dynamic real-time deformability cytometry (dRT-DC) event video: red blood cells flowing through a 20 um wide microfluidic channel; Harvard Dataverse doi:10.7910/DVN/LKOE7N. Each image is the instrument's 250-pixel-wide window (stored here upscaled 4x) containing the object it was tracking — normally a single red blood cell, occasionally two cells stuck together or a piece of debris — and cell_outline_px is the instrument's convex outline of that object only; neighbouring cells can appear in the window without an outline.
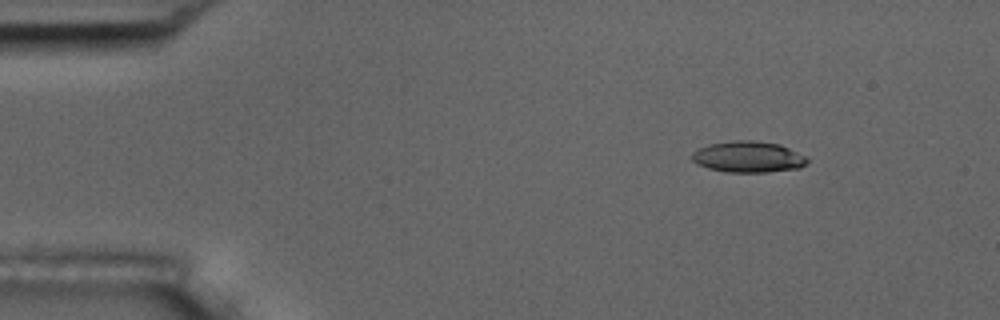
{"species": "common noctule bat (a hibernating species)", "species_latin": "Nyctalus noctula", "temperature_condition": "room temperature", "stored_images_in_passage": 5, "camera_frame_rate_fps": 3000, "um_per_image_px": 0.085, "animal": {"sex": "male", "body_mass_g": 17.5, "forearm_length_mm": 52.3}, "frame": {"image": 1, "passage_image": 1, "time_ms": 0.0, "image_size_px": [1000, 320], "cell_outline_px": [[808, 160], [800, 168], [768, 172], [724, 172], [708, 168], [696, 164], [692, 160], [692, 152], [708, 144], [736, 140], [752, 140], [780, 144], [808, 156]], "centroid_in_image_um": [63.61, 13.33], "position_along_channel_um": 21.4, "area_um2": 21.1}}
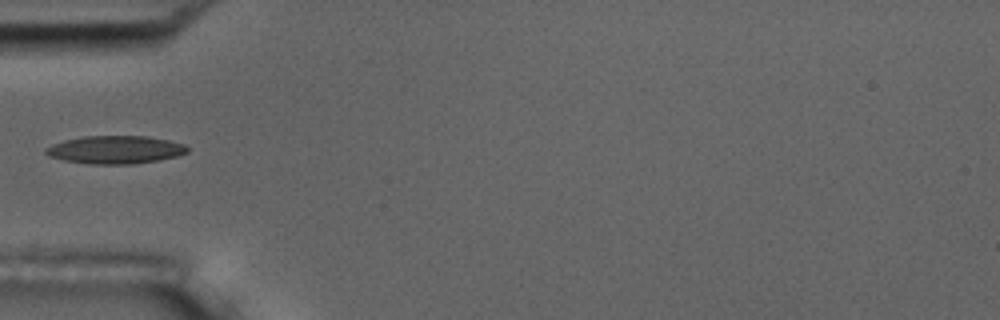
{"frame": {"image": 2, "passage_image": 4, "time_ms": 3.667, "image_size_px": [1000, 320], "cell_outline_px": [[188, 152], [176, 156], [160, 160], [132, 164], [88, 164], [64, 160], [48, 156], [44, 152], [44, 148], [52, 144], [64, 140], [80, 136], [148, 136], [168, 140], [184, 144], [188, 148]], "centroid_in_image_um": [9.77, 12.72], "position_along_channel_um": 75.2, "area_um2": 23.24}}